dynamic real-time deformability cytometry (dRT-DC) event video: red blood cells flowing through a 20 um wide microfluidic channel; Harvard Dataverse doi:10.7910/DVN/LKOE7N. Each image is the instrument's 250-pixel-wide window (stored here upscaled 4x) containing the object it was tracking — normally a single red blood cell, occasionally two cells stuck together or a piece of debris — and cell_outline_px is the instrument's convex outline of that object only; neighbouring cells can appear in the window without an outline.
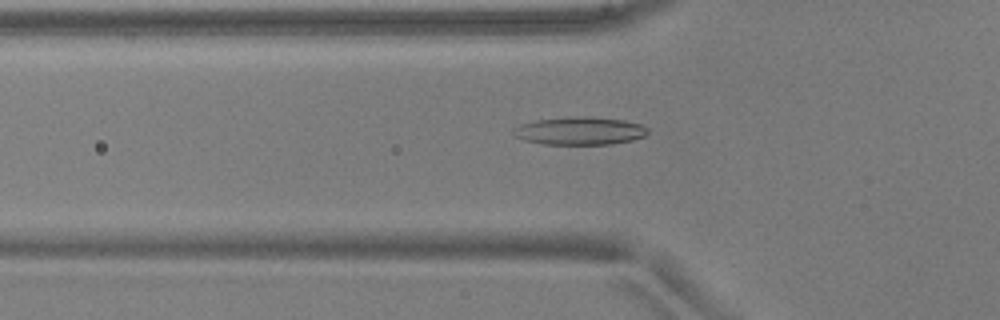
{"species": "common noctule bat (a hibernating species)", "species_latin": "Nyctalus noctula", "temperature_condition": "warm", "stored_images_in_passage": 52, "camera_frame_rate_fps": 3000, "um_per_image_px": 0.085, "animal": {"sex": "male", "body_mass_g": 17.9, "forearm_length_mm": 54.2}, "frame": {"image": 1, "passage_image": 18, "time_ms": 5.667, "image_size_px": [1000, 320], "cell_outline_px": [[648, 132], [644, 136], [632, 140], [612, 144], [544, 144], [524, 140], [516, 136], [512, 132], [512, 128], [520, 124], [536, 120], [568, 116], [584, 116], [624, 120], [640, 124], [648, 128]], "centroid_in_image_um": [49.26, 11.11], "position_along_channel_um": 76.5, "area_um2": 21.91}}
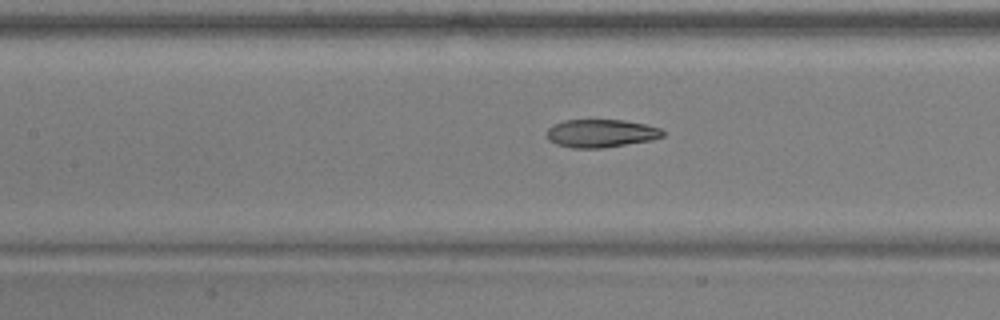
{"frame": {"image": 2, "passage_image": 24, "time_ms": 7.667, "image_size_px": [1000, 320], "cell_outline_px": [[664, 136], [652, 140], [604, 148], [572, 148], [556, 144], [548, 140], [548, 128], [552, 124], [564, 120], [624, 120], [644, 124], [660, 128], [664, 132]], "centroid_in_image_um": [51.08, 11.34], "position_along_channel_um": 156.3, "area_um2": 19.02}}
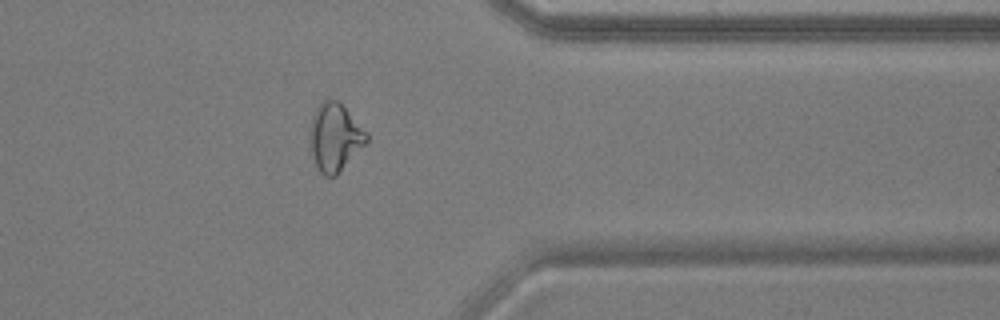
{"frame": {"image": 3, "passage_image": 42, "time_ms": 13.667, "image_size_px": [1000, 320], "cell_outline_px": [[368, 140], [336, 176], [324, 176], [320, 172], [312, 156], [308, 140], [308, 136], [312, 116], [316, 108], [324, 100], [336, 100], [368, 132]], "centroid_in_image_um": [28.43, 11.68], "position_along_channel_um": 383.0, "area_um2": 22.2}, "authors_computed_cell_mechanics": {"area_um2": 20.4612, "velocity_mm_per_s": 3.9312, "shape_relaxation_time_tau1_ms": 7.3331, "shape_relaxation_time_tau2_ms": 1.5015, "deformation_change_tau1": 0.2401, "deformation_change_tau2": 0.0967}}